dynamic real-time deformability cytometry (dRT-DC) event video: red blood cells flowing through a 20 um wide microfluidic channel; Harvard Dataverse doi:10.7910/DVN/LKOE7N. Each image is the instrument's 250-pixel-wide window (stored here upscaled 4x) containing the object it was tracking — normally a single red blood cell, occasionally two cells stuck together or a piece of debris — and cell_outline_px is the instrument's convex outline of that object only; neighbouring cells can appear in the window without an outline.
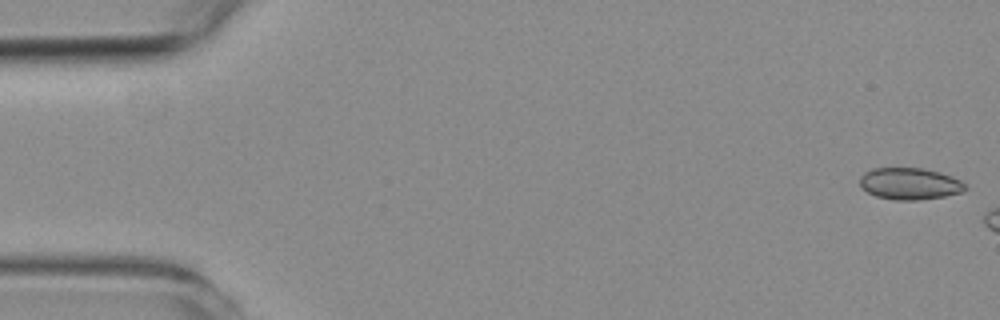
{"species": "common noctule bat (a hibernating species)", "species_latin": "Nyctalus noctula", "temperature_condition": "room temperature", "stored_images_in_passage": 7, "camera_frame_rate_fps": 3000, "um_per_image_px": 0.085, "animal": {"sex": "female", "body_mass_g": 19.3, "forearm_length_mm": 54.1}, "frame": {"image": 1, "passage_image": 1, "time_ms": 0.0, "image_size_px": [1000, 320], "cell_outline_px": [[968, 188], [964, 192], [944, 196], [920, 200], [892, 200], [876, 196], [868, 192], [860, 184], [860, 176], [864, 172], [872, 168], [924, 168], [940, 172], [952, 176], [960, 180]], "centroid_in_image_um": [77.35, 15.61], "position_along_channel_um": 7.7, "area_um2": 19.65}}